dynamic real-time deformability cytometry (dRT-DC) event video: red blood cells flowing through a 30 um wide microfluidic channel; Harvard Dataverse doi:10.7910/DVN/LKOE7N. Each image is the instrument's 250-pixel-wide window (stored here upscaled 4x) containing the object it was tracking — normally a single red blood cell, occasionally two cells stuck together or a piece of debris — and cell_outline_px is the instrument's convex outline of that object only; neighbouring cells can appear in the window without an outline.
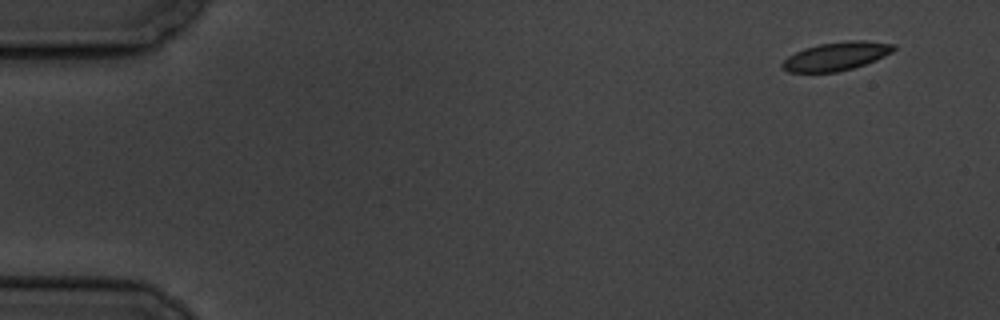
{"species": "common noctule bat (a hibernating species)", "species_latin": "Nyctalus noctula", "temperature_condition": "cold", "stored_images_in_passage": 5, "camera_frame_rate_fps": 3000, "um_per_image_px": 0.085, "animal": {"sex": "male", "body_mass_g": 19.5, "forearm_length_mm": 54.6}, "frame": {"image": 1, "passage_image": 1, "time_ms": 0.0, "image_size_px": [1000, 320], "cell_outline_px": [[896, 48], [892, 52], [876, 60], [852, 68], [836, 72], [788, 72], [780, 64], [788, 56], [804, 48], [816, 44], [848, 40], [864, 40], [896, 44]], "centroid_in_image_um": [71.09, 4.76], "position_along_channel_um": 13.9, "area_um2": 18.5}}
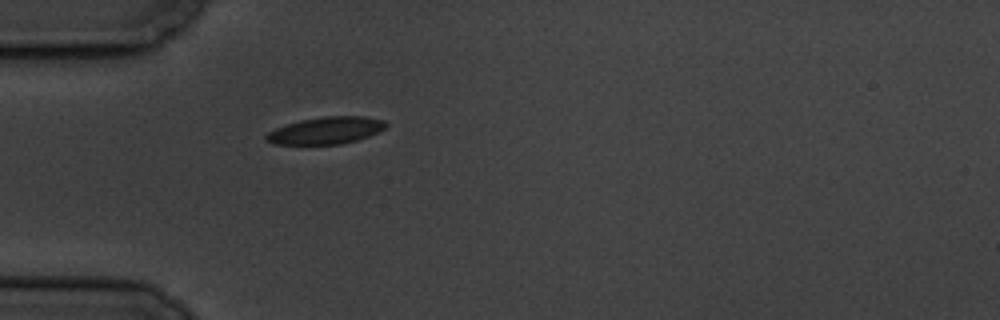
{"frame": {"image": 2, "passage_image": 5, "time_ms": 4.667, "image_size_px": [1000, 320], "cell_outline_px": [[388, 124], [380, 132], [356, 140], [340, 144], [272, 144], [264, 140], [264, 136], [268, 132], [276, 128], [300, 120], [324, 116], [364, 116], [384, 120]], "centroid_in_image_um": [27.7, 11.09], "position_along_channel_um": 57.3, "area_um2": 18.9}}